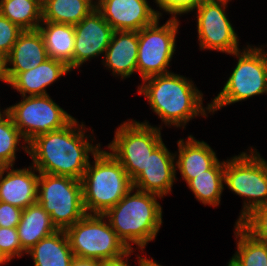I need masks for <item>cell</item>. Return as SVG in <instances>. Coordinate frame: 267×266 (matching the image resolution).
Wrapping results in <instances>:
<instances>
[{
	"mask_svg": "<svg viewBox=\"0 0 267 266\" xmlns=\"http://www.w3.org/2000/svg\"><path fill=\"white\" fill-rule=\"evenodd\" d=\"M140 266H162L158 263H156L153 259H148L143 265Z\"/></svg>",
	"mask_w": 267,
	"mask_h": 266,
	"instance_id": "8d00e7d4",
	"label": "cell"
},
{
	"mask_svg": "<svg viewBox=\"0 0 267 266\" xmlns=\"http://www.w3.org/2000/svg\"><path fill=\"white\" fill-rule=\"evenodd\" d=\"M70 266H103V262L95 259L74 257Z\"/></svg>",
	"mask_w": 267,
	"mask_h": 266,
	"instance_id": "e575fe53",
	"label": "cell"
},
{
	"mask_svg": "<svg viewBox=\"0 0 267 266\" xmlns=\"http://www.w3.org/2000/svg\"><path fill=\"white\" fill-rule=\"evenodd\" d=\"M226 0H204L197 9V31L200 49L232 54L239 50L238 36L226 14Z\"/></svg>",
	"mask_w": 267,
	"mask_h": 266,
	"instance_id": "7c38bea8",
	"label": "cell"
},
{
	"mask_svg": "<svg viewBox=\"0 0 267 266\" xmlns=\"http://www.w3.org/2000/svg\"><path fill=\"white\" fill-rule=\"evenodd\" d=\"M17 231L22 248L27 253L41 239L57 231L50 215L36 202L22 211Z\"/></svg>",
	"mask_w": 267,
	"mask_h": 266,
	"instance_id": "44dd1931",
	"label": "cell"
},
{
	"mask_svg": "<svg viewBox=\"0 0 267 266\" xmlns=\"http://www.w3.org/2000/svg\"><path fill=\"white\" fill-rule=\"evenodd\" d=\"M138 31H114L105 51V67L125 79L137 72Z\"/></svg>",
	"mask_w": 267,
	"mask_h": 266,
	"instance_id": "ac0fdd59",
	"label": "cell"
},
{
	"mask_svg": "<svg viewBox=\"0 0 267 266\" xmlns=\"http://www.w3.org/2000/svg\"><path fill=\"white\" fill-rule=\"evenodd\" d=\"M0 13L23 31L36 30L42 23V0H0Z\"/></svg>",
	"mask_w": 267,
	"mask_h": 266,
	"instance_id": "484cf974",
	"label": "cell"
},
{
	"mask_svg": "<svg viewBox=\"0 0 267 266\" xmlns=\"http://www.w3.org/2000/svg\"><path fill=\"white\" fill-rule=\"evenodd\" d=\"M93 157L94 166L89 161L81 178L83 205L87 214H104L133 189V182L111 152L100 149Z\"/></svg>",
	"mask_w": 267,
	"mask_h": 266,
	"instance_id": "277c9868",
	"label": "cell"
},
{
	"mask_svg": "<svg viewBox=\"0 0 267 266\" xmlns=\"http://www.w3.org/2000/svg\"><path fill=\"white\" fill-rule=\"evenodd\" d=\"M158 22L138 31L137 71L142 79L170 73L167 68L175 51L179 21L172 16L162 26Z\"/></svg>",
	"mask_w": 267,
	"mask_h": 266,
	"instance_id": "8fae6325",
	"label": "cell"
},
{
	"mask_svg": "<svg viewBox=\"0 0 267 266\" xmlns=\"http://www.w3.org/2000/svg\"><path fill=\"white\" fill-rule=\"evenodd\" d=\"M238 57V63L223 90L210 103V112L236 103L255 95L267 93V60L262 48L248 45L232 53Z\"/></svg>",
	"mask_w": 267,
	"mask_h": 266,
	"instance_id": "52a82bcc",
	"label": "cell"
},
{
	"mask_svg": "<svg viewBox=\"0 0 267 266\" xmlns=\"http://www.w3.org/2000/svg\"><path fill=\"white\" fill-rule=\"evenodd\" d=\"M0 80L7 83L4 70V59L0 56Z\"/></svg>",
	"mask_w": 267,
	"mask_h": 266,
	"instance_id": "d590c367",
	"label": "cell"
},
{
	"mask_svg": "<svg viewBox=\"0 0 267 266\" xmlns=\"http://www.w3.org/2000/svg\"><path fill=\"white\" fill-rule=\"evenodd\" d=\"M132 251L133 250H131L128 254H126V256L121 257L119 259L103 262V266H129L127 264V260H128L127 258L129 257V255H131ZM123 259H125V260H123ZM147 260L148 259H145V257L138 256L139 266L143 265Z\"/></svg>",
	"mask_w": 267,
	"mask_h": 266,
	"instance_id": "836d02e7",
	"label": "cell"
},
{
	"mask_svg": "<svg viewBox=\"0 0 267 266\" xmlns=\"http://www.w3.org/2000/svg\"><path fill=\"white\" fill-rule=\"evenodd\" d=\"M22 211L19 207L0 201V227H17Z\"/></svg>",
	"mask_w": 267,
	"mask_h": 266,
	"instance_id": "d6a6232c",
	"label": "cell"
},
{
	"mask_svg": "<svg viewBox=\"0 0 267 266\" xmlns=\"http://www.w3.org/2000/svg\"><path fill=\"white\" fill-rule=\"evenodd\" d=\"M23 30L0 13V56L4 59Z\"/></svg>",
	"mask_w": 267,
	"mask_h": 266,
	"instance_id": "4dcf8cb0",
	"label": "cell"
},
{
	"mask_svg": "<svg viewBox=\"0 0 267 266\" xmlns=\"http://www.w3.org/2000/svg\"><path fill=\"white\" fill-rule=\"evenodd\" d=\"M224 162V183L239 196L246 197L239 223L254 208L267 203V165L254 149ZM249 200V201H248Z\"/></svg>",
	"mask_w": 267,
	"mask_h": 266,
	"instance_id": "ba28073f",
	"label": "cell"
},
{
	"mask_svg": "<svg viewBox=\"0 0 267 266\" xmlns=\"http://www.w3.org/2000/svg\"><path fill=\"white\" fill-rule=\"evenodd\" d=\"M21 138L23 136L20 131L13 123L10 115L5 112L0 117V167L13 166L16 158L15 152L19 150L17 146Z\"/></svg>",
	"mask_w": 267,
	"mask_h": 266,
	"instance_id": "83f0119b",
	"label": "cell"
},
{
	"mask_svg": "<svg viewBox=\"0 0 267 266\" xmlns=\"http://www.w3.org/2000/svg\"><path fill=\"white\" fill-rule=\"evenodd\" d=\"M5 112H6V109L4 110V112H2L3 114H2L1 111H0V117H1L2 115H4Z\"/></svg>",
	"mask_w": 267,
	"mask_h": 266,
	"instance_id": "f35d334b",
	"label": "cell"
},
{
	"mask_svg": "<svg viewBox=\"0 0 267 266\" xmlns=\"http://www.w3.org/2000/svg\"><path fill=\"white\" fill-rule=\"evenodd\" d=\"M10 168L13 166L0 167V201L24 210L37 202L39 175L32 172L33 166L23 169ZM4 172L7 174L3 178Z\"/></svg>",
	"mask_w": 267,
	"mask_h": 266,
	"instance_id": "e0dca14e",
	"label": "cell"
},
{
	"mask_svg": "<svg viewBox=\"0 0 267 266\" xmlns=\"http://www.w3.org/2000/svg\"><path fill=\"white\" fill-rule=\"evenodd\" d=\"M83 128V123L78 125L74 119L60 130L32 139L23 149L32 158L34 170L81 180L89 164L88 153L100 150V143L93 146L85 139Z\"/></svg>",
	"mask_w": 267,
	"mask_h": 266,
	"instance_id": "6da1fadb",
	"label": "cell"
},
{
	"mask_svg": "<svg viewBox=\"0 0 267 266\" xmlns=\"http://www.w3.org/2000/svg\"><path fill=\"white\" fill-rule=\"evenodd\" d=\"M6 112L27 144L41 134L66 127L75 119L49 95L23 96L21 102L10 106Z\"/></svg>",
	"mask_w": 267,
	"mask_h": 266,
	"instance_id": "30bf717a",
	"label": "cell"
},
{
	"mask_svg": "<svg viewBox=\"0 0 267 266\" xmlns=\"http://www.w3.org/2000/svg\"><path fill=\"white\" fill-rule=\"evenodd\" d=\"M96 8L114 31H140L153 24L161 12L153 10L147 0H96Z\"/></svg>",
	"mask_w": 267,
	"mask_h": 266,
	"instance_id": "5bb4252c",
	"label": "cell"
},
{
	"mask_svg": "<svg viewBox=\"0 0 267 266\" xmlns=\"http://www.w3.org/2000/svg\"><path fill=\"white\" fill-rule=\"evenodd\" d=\"M75 40L72 69L80 67L92 57L104 53L114 29L95 8L80 23L74 25Z\"/></svg>",
	"mask_w": 267,
	"mask_h": 266,
	"instance_id": "4fadbf2b",
	"label": "cell"
},
{
	"mask_svg": "<svg viewBox=\"0 0 267 266\" xmlns=\"http://www.w3.org/2000/svg\"><path fill=\"white\" fill-rule=\"evenodd\" d=\"M160 128L148 122L128 121L117 128L108 145L133 181L145 168L150 154L162 143Z\"/></svg>",
	"mask_w": 267,
	"mask_h": 266,
	"instance_id": "9c48e42d",
	"label": "cell"
},
{
	"mask_svg": "<svg viewBox=\"0 0 267 266\" xmlns=\"http://www.w3.org/2000/svg\"><path fill=\"white\" fill-rule=\"evenodd\" d=\"M37 202L57 230H66L86 214L81 180L67 176L39 173Z\"/></svg>",
	"mask_w": 267,
	"mask_h": 266,
	"instance_id": "8992f818",
	"label": "cell"
},
{
	"mask_svg": "<svg viewBox=\"0 0 267 266\" xmlns=\"http://www.w3.org/2000/svg\"><path fill=\"white\" fill-rule=\"evenodd\" d=\"M238 224L256 240L267 243V203L254 208Z\"/></svg>",
	"mask_w": 267,
	"mask_h": 266,
	"instance_id": "f1b7e54d",
	"label": "cell"
},
{
	"mask_svg": "<svg viewBox=\"0 0 267 266\" xmlns=\"http://www.w3.org/2000/svg\"><path fill=\"white\" fill-rule=\"evenodd\" d=\"M16 227H0V254L7 261L15 256L21 257L24 253Z\"/></svg>",
	"mask_w": 267,
	"mask_h": 266,
	"instance_id": "f546056e",
	"label": "cell"
},
{
	"mask_svg": "<svg viewBox=\"0 0 267 266\" xmlns=\"http://www.w3.org/2000/svg\"><path fill=\"white\" fill-rule=\"evenodd\" d=\"M71 71L62 61L48 58L37 67L18 73L8 84L23 96L48 95L46 87Z\"/></svg>",
	"mask_w": 267,
	"mask_h": 266,
	"instance_id": "d6986e66",
	"label": "cell"
},
{
	"mask_svg": "<svg viewBox=\"0 0 267 266\" xmlns=\"http://www.w3.org/2000/svg\"><path fill=\"white\" fill-rule=\"evenodd\" d=\"M264 54H265V57H266V60H267V52L264 51Z\"/></svg>",
	"mask_w": 267,
	"mask_h": 266,
	"instance_id": "ab89813d",
	"label": "cell"
},
{
	"mask_svg": "<svg viewBox=\"0 0 267 266\" xmlns=\"http://www.w3.org/2000/svg\"><path fill=\"white\" fill-rule=\"evenodd\" d=\"M35 266H70L75 255L65 230H57L27 251Z\"/></svg>",
	"mask_w": 267,
	"mask_h": 266,
	"instance_id": "7402d4cb",
	"label": "cell"
},
{
	"mask_svg": "<svg viewBox=\"0 0 267 266\" xmlns=\"http://www.w3.org/2000/svg\"><path fill=\"white\" fill-rule=\"evenodd\" d=\"M174 158L162 142L148 157L143 171L132 181L133 188L161 197L170 193L176 180Z\"/></svg>",
	"mask_w": 267,
	"mask_h": 266,
	"instance_id": "9a60e30c",
	"label": "cell"
},
{
	"mask_svg": "<svg viewBox=\"0 0 267 266\" xmlns=\"http://www.w3.org/2000/svg\"><path fill=\"white\" fill-rule=\"evenodd\" d=\"M3 263H7V261L0 254V265Z\"/></svg>",
	"mask_w": 267,
	"mask_h": 266,
	"instance_id": "74e56055",
	"label": "cell"
},
{
	"mask_svg": "<svg viewBox=\"0 0 267 266\" xmlns=\"http://www.w3.org/2000/svg\"><path fill=\"white\" fill-rule=\"evenodd\" d=\"M95 8L93 0H42V21L76 25Z\"/></svg>",
	"mask_w": 267,
	"mask_h": 266,
	"instance_id": "cb8c5ba5",
	"label": "cell"
},
{
	"mask_svg": "<svg viewBox=\"0 0 267 266\" xmlns=\"http://www.w3.org/2000/svg\"><path fill=\"white\" fill-rule=\"evenodd\" d=\"M178 148L179 155L175 166L186 183L209 170L218 161L211 147L204 141H197L192 135L186 143L183 139L178 140Z\"/></svg>",
	"mask_w": 267,
	"mask_h": 266,
	"instance_id": "ffe728a7",
	"label": "cell"
},
{
	"mask_svg": "<svg viewBox=\"0 0 267 266\" xmlns=\"http://www.w3.org/2000/svg\"><path fill=\"white\" fill-rule=\"evenodd\" d=\"M48 58L44 38L39 29L22 31L12 50L4 58L7 83L18 73L37 67ZM8 62L13 65L11 68L7 67Z\"/></svg>",
	"mask_w": 267,
	"mask_h": 266,
	"instance_id": "2e32d148",
	"label": "cell"
},
{
	"mask_svg": "<svg viewBox=\"0 0 267 266\" xmlns=\"http://www.w3.org/2000/svg\"><path fill=\"white\" fill-rule=\"evenodd\" d=\"M148 81V82H147ZM138 87L144 94L152 110L167 125L183 128L195 116L210 112V104L203 108V94L187 78L174 73L154 75L143 79Z\"/></svg>",
	"mask_w": 267,
	"mask_h": 266,
	"instance_id": "7a4b0ae2",
	"label": "cell"
},
{
	"mask_svg": "<svg viewBox=\"0 0 267 266\" xmlns=\"http://www.w3.org/2000/svg\"><path fill=\"white\" fill-rule=\"evenodd\" d=\"M38 29L44 38L48 57L64 62L72 70L74 25L42 21Z\"/></svg>",
	"mask_w": 267,
	"mask_h": 266,
	"instance_id": "603a6c76",
	"label": "cell"
},
{
	"mask_svg": "<svg viewBox=\"0 0 267 266\" xmlns=\"http://www.w3.org/2000/svg\"><path fill=\"white\" fill-rule=\"evenodd\" d=\"M104 218L103 214L86 213L65 230L76 257L105 262L124 257L131 251Z\"/></svg>",
	"mask_w": 267,
	"mask_h": 266,
	"instance_id": "5b68a950",
	"label": "cell"
},
{
	"mask_svg": "<svg viewBox=\"0 0 267 266\" xmlns=\"http://www.w3.org/2000/svg\"><path fill=\"white\" fill-rule=\"evenodd\" d=\"M237 252L230 259L229 266H267V243L253 238L238 223L235 224Z\"/></svg>",
	"mask_w": 267,
	"mask_h": 266,
	"instance_id": "4316f807",
	"label": "cell"
},
{
	"mask_svg": "<svg viewBox=\"0 0 267 266\" xmlns=\"http://www.w3.org/2000/svg\"><path fill=\"white\" fill-rule=\"evenodd\" d=\"M160 9L172 14L181 15L193 11L204 0H155Z\"/></svg>",
	"mask_w": 267,
	"mask_h": 266,
	"instance_id": "1f68e13d",
	"label": "cell"
},
{
	"mask_svg": "<svg viewBox=\"0 0 267 266\" xmlns=\"http://www.w3.org/2000/svg\"><path fill=\"white\" fill-rule=\"evenodd\" d=\"M130 190L115 206L103 215L124 244L132 250L130 244L144 249L149 241L156 238L162 225V207L157 202L161 196Z\"/></svg>",
	"mask_w": 267,
	"mask_h": 266,
	"instance_id": "3957f363",
	"label": "cell"
},
{
	"mask_svg": "<svg viewBox=\"0 0 267 266\" xmlns=\"http://www.w3.org/2000/svg\"><path fill=\"white\" fill-rule=\"evenodd\" d=\"M224 161L219 160L203 174L191 179L187 185L195 198L204 205L218 206L224 189Z\"/></svg>",
	"mask_w": 267,
	"mask_h": 266,
	"instance_id": "d4e9b609",
	"label": "cell"
}]
</instances>
